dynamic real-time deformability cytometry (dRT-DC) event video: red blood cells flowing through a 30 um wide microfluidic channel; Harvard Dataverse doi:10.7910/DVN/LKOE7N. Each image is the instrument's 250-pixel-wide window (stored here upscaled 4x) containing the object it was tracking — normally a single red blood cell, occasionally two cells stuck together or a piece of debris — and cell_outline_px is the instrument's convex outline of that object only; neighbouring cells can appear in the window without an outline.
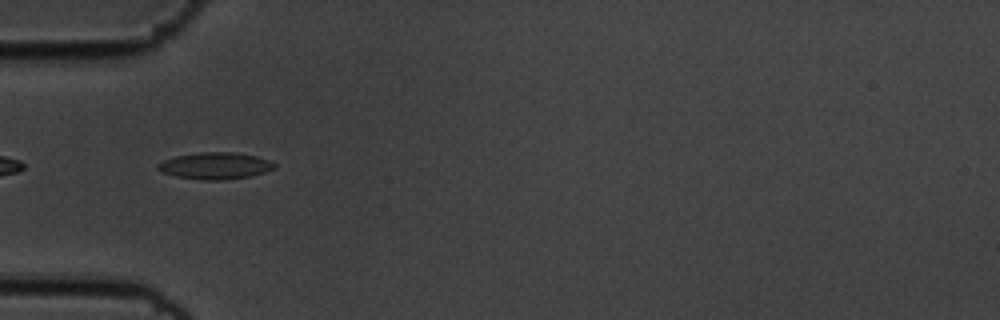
{"species": "common noctule bat (a hibernating species)", "species_latin": "Nyctalus noctula", "temperature_condition": "cold", "stored_images_in_passage": 41, "camera_frame_rate_fps": 3000, "um_per_image_px": 0.085, "animal": {"sex": "male", "body_mass_g": 19.5, "forearm_length_mm": 54.6}, "frame": {"image": 1, "passage_image": 3, "time_ms": 0.667, "image_size_px": [1000, 320], "cell_outline_px": [[276, 168], [252, 176], [220, 180], [204, 180], [176, 176], [160, 172], [156, 168], [156, 164], [164, 160], [176, 156], [200, 152], [232, 152], [256, 156], [268, 160], [276, 164]], "centroid_in_image_um": [18.28, 14.09], "position_along_channel_um": 66.7, "area_um2": 18.15}}
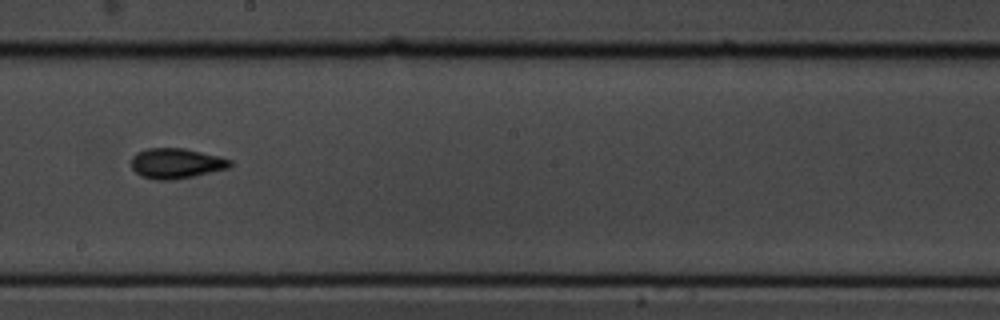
{"frame": {"image": 2, "passage_image": 17, "time_ms": 5.333, "image_size_px": [1000, 320], "cell_outline_px": [[232, 164], [228, 168], [192, 176], [172, 180], [156, 180], [140, 176], [132, 168], [132, 156], [136, 152], [148, 148], [184, 148], [220, 156], [232, 160]], "centroid_in_image_um": [14.96, 13.88], "position_along_channel_um": 233.2, "area_um2": 17.4}}
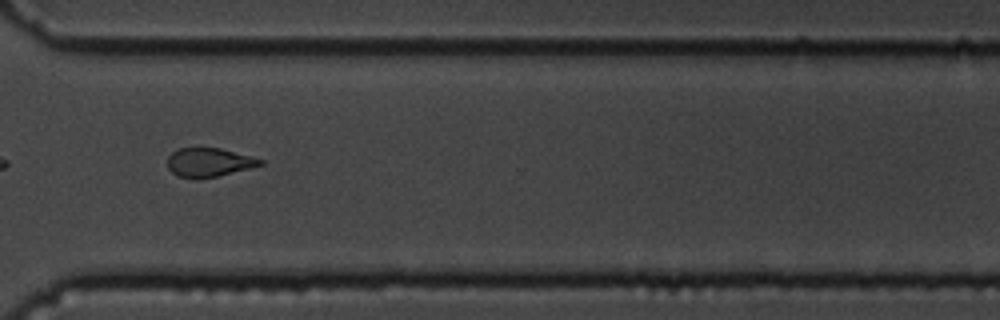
{"frame": {"image": 3, "passage_image": 27, "time_ms": 8.667, "image_size_px": [1000, 320], "cell_outline_px": [[264, 164], [216, 176], [196, 180], [176, 176], [168, 168], [168, 156], [172, 152], [180, 148], [220, 148], [252, 156], [264, 160]], "centroid_in_image_um": [17.73, 13.81], "position_along_channel_um": 352.9, "area_um2": 15.61}, "authors_computed_cell_mechanics": {"area_um2": 16.8776, "velocity_mm_per_s": 3.5861, "shape_relaxation_time_tau1_ms": 7.0078, "shape_relaxation_time_tau2_ms": 3.1152, "deformation_change_tau1": 0.1268, "deformation_change_tau2": 0.0998}}